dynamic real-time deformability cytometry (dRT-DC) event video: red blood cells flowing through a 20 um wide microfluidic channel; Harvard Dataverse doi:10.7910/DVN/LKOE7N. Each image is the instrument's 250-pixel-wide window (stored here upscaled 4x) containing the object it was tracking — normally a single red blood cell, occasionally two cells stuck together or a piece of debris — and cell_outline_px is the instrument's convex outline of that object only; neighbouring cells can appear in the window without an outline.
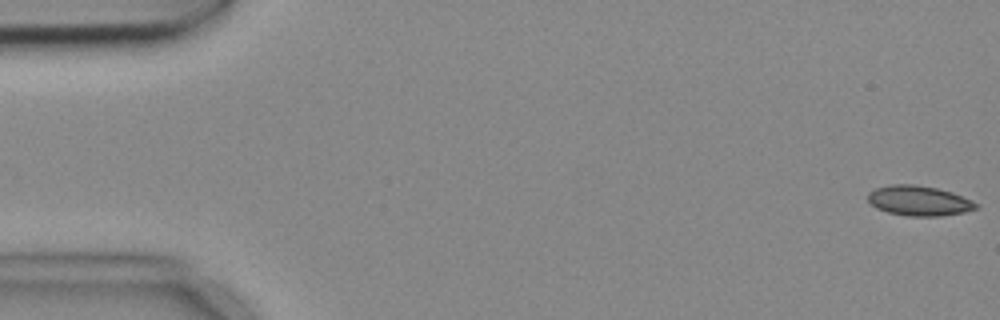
{"species": "common noctule bat (a hibernating species)", "species_latin": "Nyctalus noctula", "temperature_condition": "cold", "stored_images_in_passage": 4, "camera_frame_rate_fps": 3000, "um_per_image_px": 0.085, "animal": {"sex": "female", "body_mass_g": 18.4}, "frame": {"image": 1, "passage_image": 1, "time_ms": 0.0, "image_size_px": [1000, 320], "cell_outline_px": [[980, 204], [976, 208], [964, 212], [940, 216], [908, 216], [888, 212], [876, 208], [868, 200], [868, 192], [876, 188], [892, 184], [912, 184], [936, 188], [952, 192], [972, 200]], "centroid_in_image_um": [78.12, 17.06], "position_along_channel_um": 6.9, "area_um2": 18.84}}